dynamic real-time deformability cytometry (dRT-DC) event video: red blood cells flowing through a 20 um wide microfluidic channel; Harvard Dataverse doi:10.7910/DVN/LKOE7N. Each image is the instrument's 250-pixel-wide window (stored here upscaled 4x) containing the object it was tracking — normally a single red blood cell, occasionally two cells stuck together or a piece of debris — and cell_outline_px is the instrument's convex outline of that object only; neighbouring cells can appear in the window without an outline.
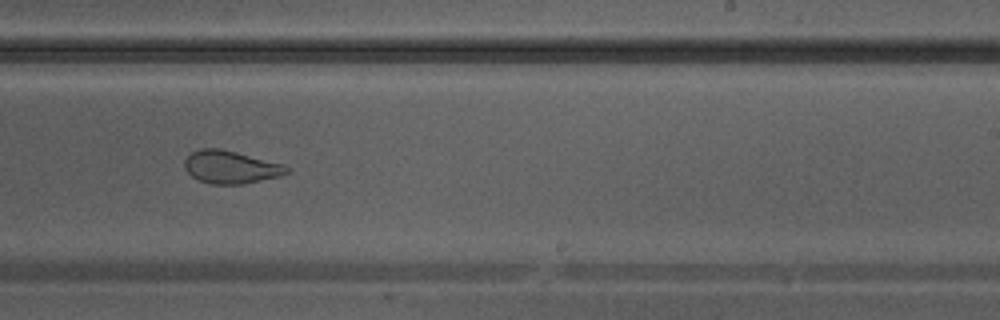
{"species": "Egyptian fruit bat (a non-hibernating species)", "species_latin": "Rousettus aegyptiacus", "temperature_condition": "warm", "stored_images_in_passage": 37, "camera_frame_rate_fps": 3000, "um_per_image_px": 0.085, "animal": {"sex": "male"}, "frame": {"image": 1, "passage_image": 22, "time_ms": 7.0, "image_size_px": [1000, 320], "cell_outline_px": [[292, 168], [288, 172], [280, 176], [244, 184], [212, 184], [200, 180], [192, 176], [184, 168], [184, 160], [192, 152], [200, 148], [220, 148], [284, 164]], "centroid_in_image_um": [19.63, 14.2], "position_along_channel_um": 269.4, "area_um2": 19.54}}